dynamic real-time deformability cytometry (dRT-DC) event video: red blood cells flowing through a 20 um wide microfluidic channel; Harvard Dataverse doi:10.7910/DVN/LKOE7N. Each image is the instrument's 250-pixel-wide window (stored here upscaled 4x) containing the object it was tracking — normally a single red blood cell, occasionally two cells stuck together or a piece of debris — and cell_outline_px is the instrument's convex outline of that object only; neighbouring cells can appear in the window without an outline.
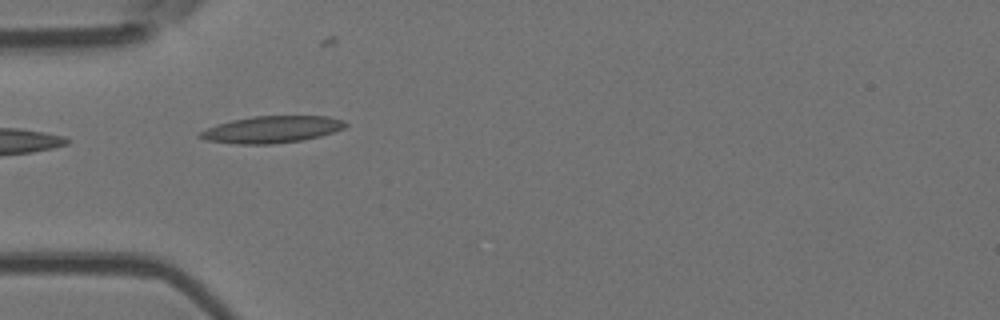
{"species": "Egyptian fruit bat (a non-hibernating species)", "species_latin": "Rousettus aegyptiacus", "temperature_condition": "room temperature", "stored_images_in_passage": 2, "camera_frame_rate_fps": 3000, "um_per_image_px": 0.085, "animal": {"sex": "female"}, "frame": {"image": 1, "passage_image": 2, "time_ms": 0.333, "image_size_px": [1000, 320], "cell_outline_px": [[348, 124], [344, 128], [320, 136], [304, 140], [272, 144], [240, 144], [208, 140], [196, 136], [200, 132], [208, 128], [232, 120], [256, 116], [328, 116], [344, 120]], "centroid_in_image_um": [23.15, 11.0], "position_along_channel_um": 61.8, "area_um2": 22.54}}